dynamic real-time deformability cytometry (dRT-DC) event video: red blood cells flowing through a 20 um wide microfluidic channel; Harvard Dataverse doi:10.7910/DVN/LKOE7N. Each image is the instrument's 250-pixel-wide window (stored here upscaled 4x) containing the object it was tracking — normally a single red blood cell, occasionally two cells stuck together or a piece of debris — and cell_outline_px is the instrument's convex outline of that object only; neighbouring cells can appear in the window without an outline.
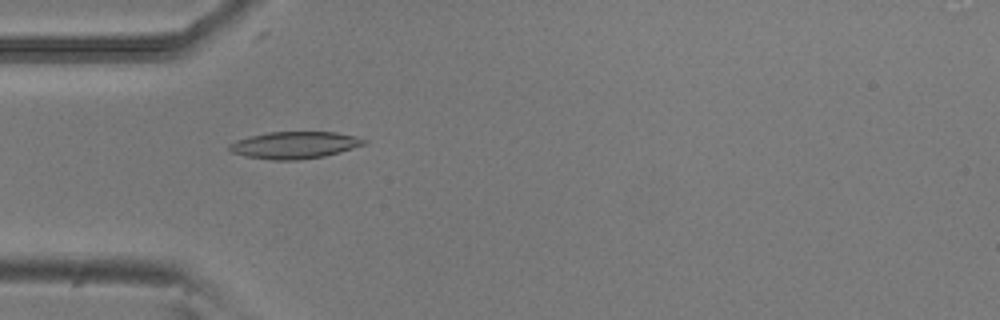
{"species": "common noctule bat (a hibernating species)", "species_latin": "Nyctalus noctula", "temperature_condition": "room temperature", "stored_images_in_passage": 37, "camera_frame_rate_fps": 3000, "um_per_image_px": 0.085, "animal": {"sex": "male", "body_mass_g": 20.5, "forearm_length_mm": 52.5}, "frame": {"image": 1, "passage_image": 1, "time_ms": 0.0, "image_size_px": [1000, 320], "cell_outline_px": [[368, 140], [364, 144], [340, 152], [324, 156], [296, 160], [272, 160], [248, 156], [232, 152], [228, 148], [228, 144], [236, 140], [268, 132], [336, 132], [356, 136]], "centroid_in_image_um": [25.05, 12.32], "position_along_channel_um": 59.9, "area_um2": 20.98}}
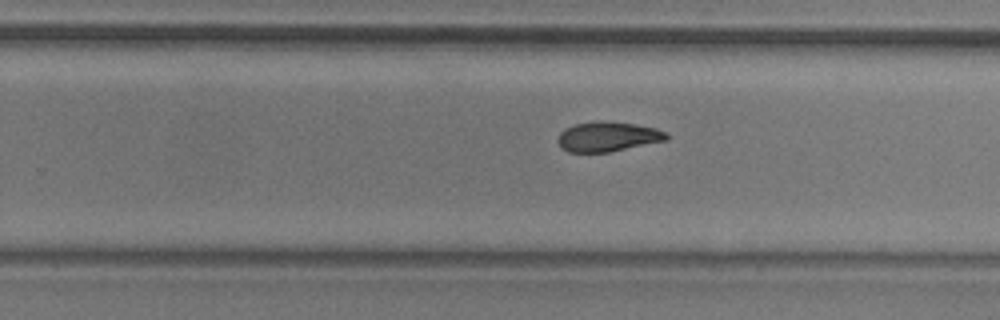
{"frame": {"image": 2, "passage_image": 18, "time_ms": 5.667, "image_size_px": [1000, 320], "cell_outline_px": [[668, 140], [608, 152], [568, 152], [560, 148], [556, 140], [560, 132], [564, 128], [576, 124], [600, 120], [632, 124], [656, 128], [664, 132], [668, 136]], "centroid_in_image_um": [51.6, 11.62], "position_along_channel_um": 278.2, "area_um2": 18.84}}
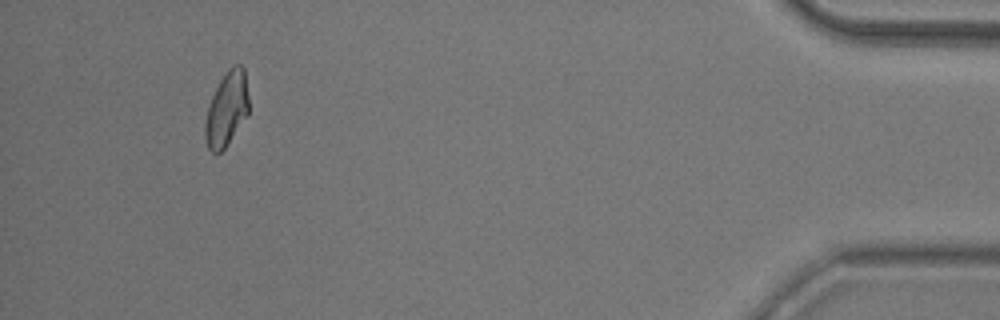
{"frame": {"image": 3, "passage_image": 34, "time_ms": 11.0, "image_size_px": [1000, 320], "cell_outline_px": [[248, 112], [224, 148], [220, 152], [212, 152], [208, 148], [204, 136], [204, 124], [208, 108], [212, 96], [220, 80], [228, 68], [232, 64], [240, 64], [244, 68], [248, 96]], "centroid_in_image_um": [19.25, 9.22], "position_along_channel_um": 416.0, "area_um2": 18.55}, "authors_computed_cell_mechanics": {"area_um2": 19.1896, "velocity_mm_per_s": 3.8749, "shape_relaxation_time_tau1_ms": 4.1394, "shape_relaxation_time_tau2_ms": 3.7143, "deformation_change_tau1": 0.149, "deformation_change_tau2": 0.102}}